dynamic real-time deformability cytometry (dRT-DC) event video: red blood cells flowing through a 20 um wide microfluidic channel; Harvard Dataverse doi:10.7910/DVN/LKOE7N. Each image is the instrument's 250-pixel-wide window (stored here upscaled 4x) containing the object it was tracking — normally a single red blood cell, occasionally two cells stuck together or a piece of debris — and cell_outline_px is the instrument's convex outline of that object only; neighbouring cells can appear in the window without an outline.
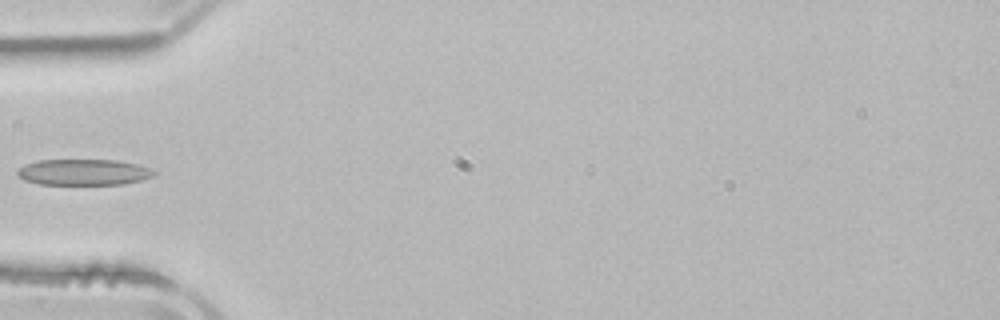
{"species": "common noctule bat (a hibernating species)", "species_latin": "Nyctalus noctula", "temperature_condition": "room temperature", "stored_images_in_passage": 3, "camera_frame_rate_fps": 3000, "um_per_image_px": 0.085, "animal": {"sex": "male", "body_mass_g": 21.5, "forearm_length_mm": 52.0}, "frame": {"image": 1, "passage_image": 3, "time_ms": 3.667, "image_size_px": [1000, 320], "cell_outline_px": [[156, 172], [152, 176], [140, 180], [120, 184], [40, 184], [24, 180], [16, 172], [24, 164], [40, 160], [116, 160], [136, 164], [152, 168]], "centroid_in_image_um": [7.1, 14.63], "position_along_channel_um": 77.9, "area_um2": 20.52}}